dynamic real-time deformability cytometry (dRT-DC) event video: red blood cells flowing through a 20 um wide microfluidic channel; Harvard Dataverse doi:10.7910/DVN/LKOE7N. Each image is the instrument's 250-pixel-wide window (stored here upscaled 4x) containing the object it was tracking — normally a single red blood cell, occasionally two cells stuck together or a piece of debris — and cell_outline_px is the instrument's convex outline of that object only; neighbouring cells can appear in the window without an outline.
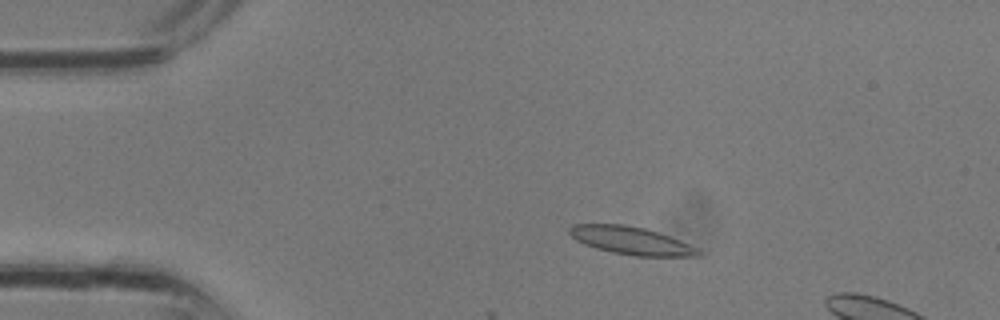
{"species": "common noctule bat (a hibernating species)", "species_latin": "Nyctalus noctula", "temperature_condition": "room temperature", "stored_images_in_passage": 2, "camera_frame_rate_fps": 3000, "um_per_image_px": 0.085, "animal": {"sex": "male", "body_mass_g": 13.3}, "frame": {"image": 1, "passage_image": 1, "time_ms": 0.0, "image_size_px": [1000, 320], "cell_outline_px": [[704, 256], [636, 256], [612, 252], [596, 248], [584, 244], [576, 240], [568, 232], [568, 228], [572, 224], [624, 224], [644, 228], [680, 240], [700, 248], [704, 252]], "centroid_in_image_um": [53.68, 20.46], "position_along_channel_um": 31.3, "area_um2": 20.98}}